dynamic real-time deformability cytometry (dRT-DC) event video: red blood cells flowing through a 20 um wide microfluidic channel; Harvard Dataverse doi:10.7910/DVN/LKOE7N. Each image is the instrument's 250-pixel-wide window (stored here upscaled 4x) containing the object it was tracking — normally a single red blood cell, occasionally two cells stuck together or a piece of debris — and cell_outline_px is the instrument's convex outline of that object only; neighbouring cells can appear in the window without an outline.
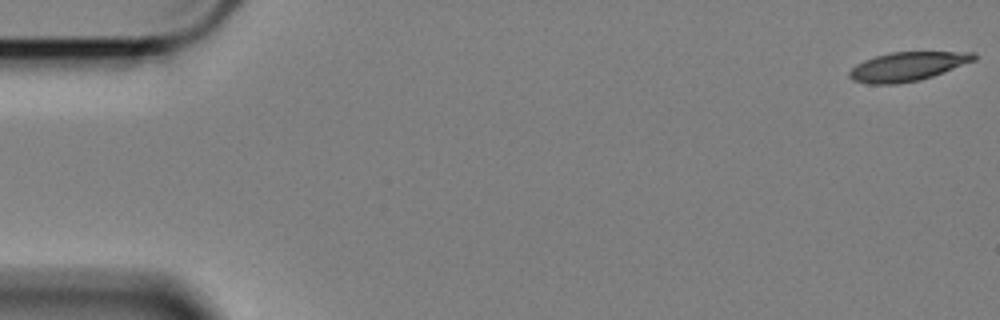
{"species": "Egyptian fruit bat (a non-hibernating species)", "species_latin": "Rousettus aegyptiacus", "temperature_condition": "cold", "stored_images_in_passage": 59, "camera_frame_rate_fps": 3000, "um_per_image_px": 0.085, "animal": {"sex": "female"}, "frame": {"image": 1, "passage_image": 1, "time_ms": 0.0, "image_size_px": [1000, 320], "cell_outline_px": [[976, 60], [944, 72], [920, 80], [896, 84], [868, 84], [852, 80], [848, 76], [848, 72], [856, 64], [864, 60], [876, 56], [892, 52], [976, 52]], "centroid_in_image_um": [77.12, 5.65], "position_along_channel_um": 7.9, "area_um2": 21.04}}
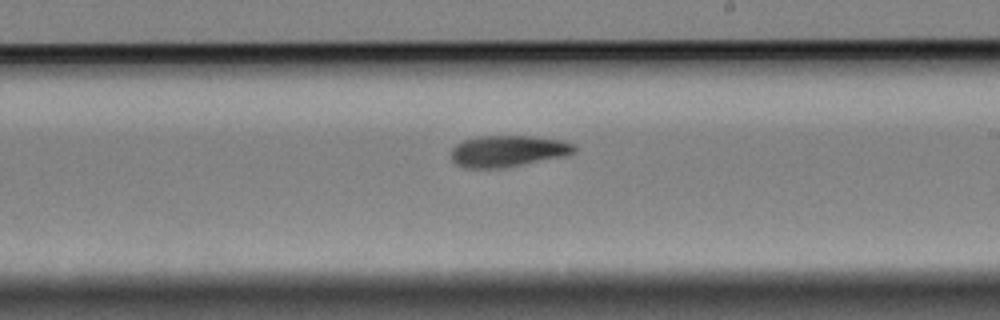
{"frame": {"image": 2, "passage_image": 34, "time_ms": 11.0, "image_size_px": [1000, 320], "cell_outline_px": [[576, 152], [564, 156], [504, 168], [464, 168], [456, 164], [452, 160], [452, 148], [456, 144], [464, 140], [480, 136], [532, 136], [560, 140], [572, 144], [576, 148]], "centroid_in_image_um": [43.15, 12.85], "position_along_channel_um": 245.8, "area_um2": 22.48}}
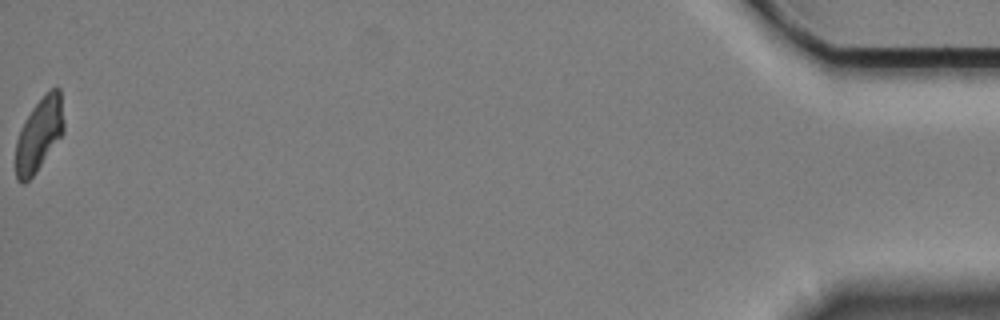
{"frame": {"image": 3, "passage_image": 59, "time_ms": 19.333, "image_size_px": [1000, 320], "cell_outline_px": [[64, 132], [36, 172], [24, 184], [20, 184], [16, 180], [16, 140], [20, 128], [32, 108], [56, 84], [60, 88], [64, 120]], "centroid_in_image_um": [3.33, 11.43], "position_along_channel_um": 431.9, "area_um2": 20.52}, "authors_computed_cell_mechanics": {"area_um2": 22.4842, "velocity_mm_per_s": 3.3992, "shape_relaxation_time_tau1_ms": 4.712, "shape_relaxation_time_tau2_ms": 6.9515, "deformation_change_tau1": 0.1568, "deformation_change_tau2": 0.1514}}